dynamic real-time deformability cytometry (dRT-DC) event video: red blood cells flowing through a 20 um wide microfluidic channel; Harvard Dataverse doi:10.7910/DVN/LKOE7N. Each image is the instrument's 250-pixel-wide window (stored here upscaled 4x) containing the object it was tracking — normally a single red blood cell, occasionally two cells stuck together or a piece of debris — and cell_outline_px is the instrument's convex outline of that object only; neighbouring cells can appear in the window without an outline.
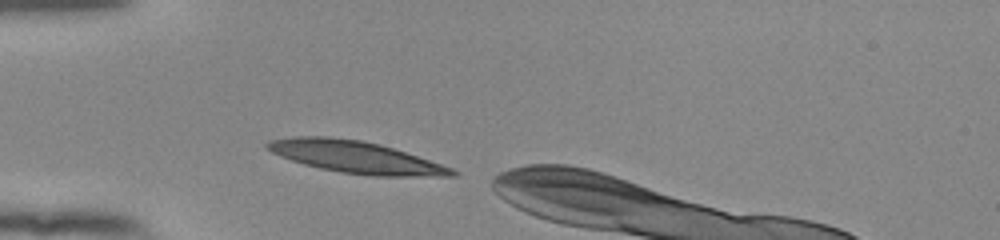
{"species": "human", "species_latin": "Homo sapiens", "temperature_condition": "room temperature", "stored_images_in_passage": 32, "camera_frame_rate_fps": 3000, "um_per_image_px": 0.085, "donor": {"sex": "female"}, "frame": {"image": 1, "passage_image": 1, "time_ms": 0.0, "image_size_px": [1000, 240], "cell_outline_px": [[460, 172], [456, 176], [376, 176], [340, 172], [320, 168], [304, 164], [280, 156], [264, 148], [264, 144], [268, 140], [292, 136], [328, 136], [360, 140], [380, 144], [452, 168]], "centroid_in_image_um": [30.17, 13.34], "position_along_channel_um": 54.8, "area_um2": 34.28}}
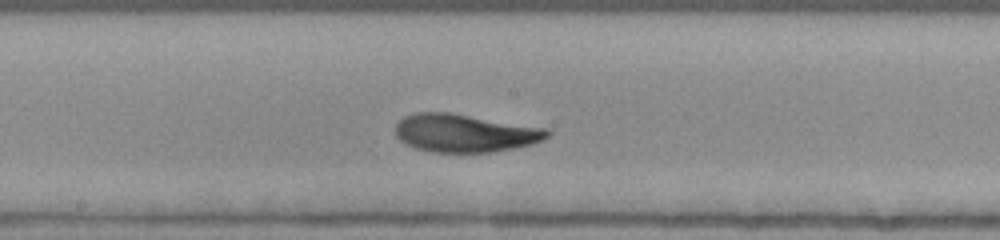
{"frame": {"image": 2, "passage_image": 14, "time_ms": 4.333, "image_size_px": [1000, 240], "cell_outline_px": [[552, 132], [548, 136], [532, 144], [492, 152], [432, 152], [416, 148], [400, 140], [396, 136], [396, 124], [404, 116], [416, 112], [452, 112], [548, 128]], "centroid_in_image_um": [39.52, 11.29], "position_along_channel_um": 208.7, "area_um2": 33.76}}
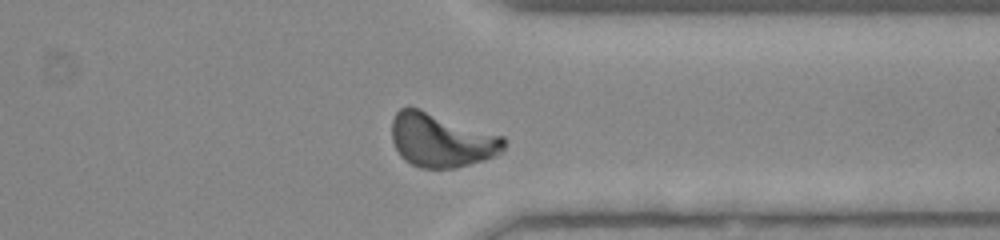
{"frame": {"image": 3, "passage_image": 27, "time_ms": 8.667, "image_size_px": [1000, 240], "cell_outline_px": [[508, 140], [504, 148], [500, 152], [484, 160], [456, 168], [420, 168], [404, 160], [400, 156], [392, 140], [392, 120], [396, 112], [400, 108], [408, 104], [504, 136]], "centroid_in_image_um": [37.5, 11.89], "position_along_channel_um": 373.9, "area_um2": 35.6}}